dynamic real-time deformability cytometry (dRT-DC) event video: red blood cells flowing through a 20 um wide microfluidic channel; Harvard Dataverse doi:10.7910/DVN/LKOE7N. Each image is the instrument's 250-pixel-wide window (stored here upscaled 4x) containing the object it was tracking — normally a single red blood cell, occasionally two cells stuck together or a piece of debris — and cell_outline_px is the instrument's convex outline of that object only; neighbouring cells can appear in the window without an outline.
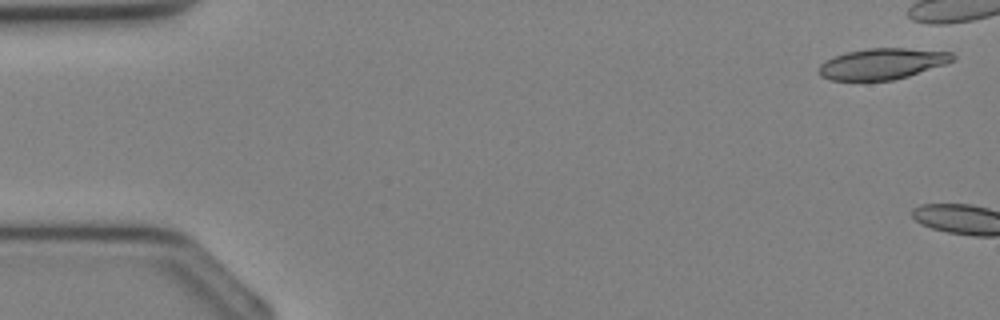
{"species": "Egyptian fruit bat (a non-hibernating species)", "species_latin": "Rousettus aegyptiacus", "temperature_condition": "cold", "stored_images_in_passage": 3, "camera_frame_rate_fps": 3000, "um_per_image_px": 0.085, "animal": {"sex": "female"}, "frame": {"image": 1, "passage_image": 1, "time_ms": 0.0, "image_size_px": [1000, 320], "cell_outline_px": [[956, 60], [948, 64], [908, 76], [892, 80], [832, 80], [820, 76], [816, 72], [820, 64], [836, 56], [848, 52], [868, 48], [904, 48], [952, 52], [956, 56]], "centroid_in_image_um": [75.04, 5.42], "position_along_channel_um": 10.0, "area_um2": 24.22}}